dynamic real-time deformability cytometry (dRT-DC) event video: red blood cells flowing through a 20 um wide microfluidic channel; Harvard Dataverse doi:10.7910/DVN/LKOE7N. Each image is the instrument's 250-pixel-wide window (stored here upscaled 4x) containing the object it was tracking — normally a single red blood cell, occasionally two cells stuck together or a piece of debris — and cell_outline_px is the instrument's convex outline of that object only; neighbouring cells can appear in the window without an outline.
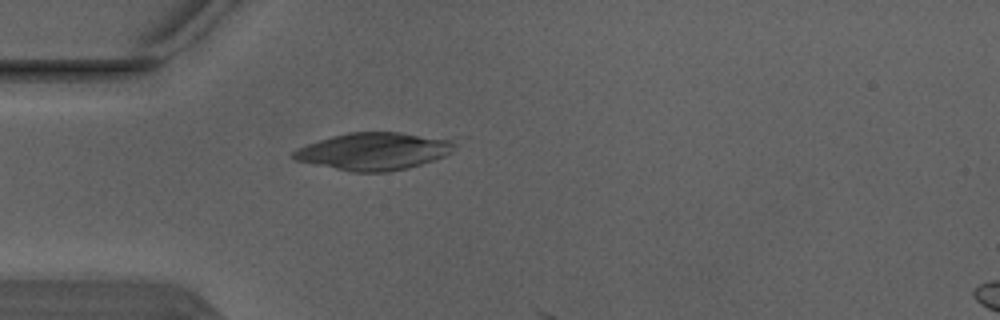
{"species": "Egyptian fruit bat (a non-hibernating species)", "species_latin": "Rousettus aegyptiacus", "temperature_condition": "warm", "stored_images_in_passage": 4, "camera_frame_rate_fps": 3000, "um_per_image_px": 0.085, "animal": {"sex": "male"}, "frame": {"image": 1, "passage_image": 2, "time_ms": 0.333, "image_size_px": [1000, 320], "cell_outline_px": [[456, 144], [452, 152], [444, 156], [408, 168], [388, 172], [352, 172], [296, 160], [292, 156], [292, 152], [308, 144], [332, 136], [348, 132], [400, 132], [456, 140]], "centroid_in_image_um": [31.82, 12.85], "position_along_channel_um": 53.2, "area_um2": 34.85}}